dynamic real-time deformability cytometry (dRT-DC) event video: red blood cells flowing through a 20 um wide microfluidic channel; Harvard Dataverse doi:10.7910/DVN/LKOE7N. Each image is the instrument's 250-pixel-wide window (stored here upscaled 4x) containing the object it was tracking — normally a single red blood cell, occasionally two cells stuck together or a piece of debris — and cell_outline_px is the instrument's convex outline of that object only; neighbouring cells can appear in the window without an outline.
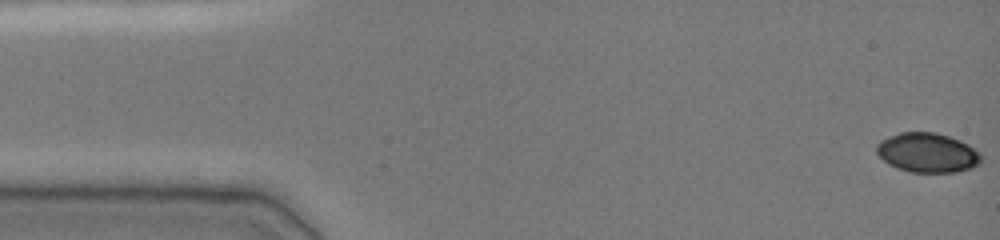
{"species": "common noctule bat (a hibernating species)", "species_latin": "Nyctalus noctula", "temperature_condition": "cold", "stored_images_in_passage": 57, "camera_frame_rate_fps": 3000, "um_per_image_px": 0.085, "animal": {"sex": "female", "body_mass_g": 19.0, "forearm_length_mm": 51.5}, "frame": {"image": 1, "passage_image": 1, "time_ms": 0.0, "image_size_px": [1000, 240], "cell_outline_px": [[980, 160], [972, 168], [956, 172], [912, 172], [896, 168], [888, 164], [876, 152], [876, 144], [880, 140], [900, 132], [936, 132], [960, 140], [968, 144], [980, 156]], "centroid_in_image_um": [78.78, 12.97], "position_along_channel_um": 6.2, "area_um2": 23.87}}
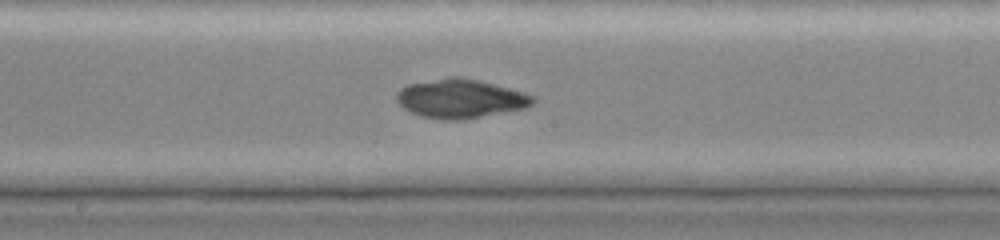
{"frame": {"image": 2, "passage_image": 23, "time_ms": 8.333, "image_size_px": [1000, 240], "cell_outline_px": [[536, 100], [532, 104], [524, 108], [464, 120], [444, 120], [420, 116], [404, 108], [396, 100], [396, 92], [400, 88], [408, 84], [448, 76], [460, 76], [524, 92], [536, 96]], "centroid_in_image_um": [39.12, 8.38], "position_along_channel_um": 209.1, "area_um2": 30.98}}
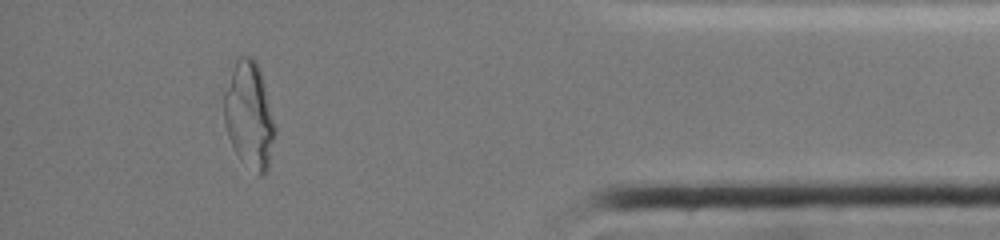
{"frame": {"image": 3, "passage_image": 49, "time_ms": 14.333, "image_size_px": [1000, 240], "cell_outline_px": [[276, 136], [268, 172], [264, 176], [260, 176], [240, 160], [228, 136], [224, 124], [220, 92], [236, 60], [240, 56], [252, 56], [256, 60], [260, 68], [276, 128]], "centroid_in_image_um": [21.15, 9.78], "position_along_channel_um": 414.0, "area_um2": 32.83}}